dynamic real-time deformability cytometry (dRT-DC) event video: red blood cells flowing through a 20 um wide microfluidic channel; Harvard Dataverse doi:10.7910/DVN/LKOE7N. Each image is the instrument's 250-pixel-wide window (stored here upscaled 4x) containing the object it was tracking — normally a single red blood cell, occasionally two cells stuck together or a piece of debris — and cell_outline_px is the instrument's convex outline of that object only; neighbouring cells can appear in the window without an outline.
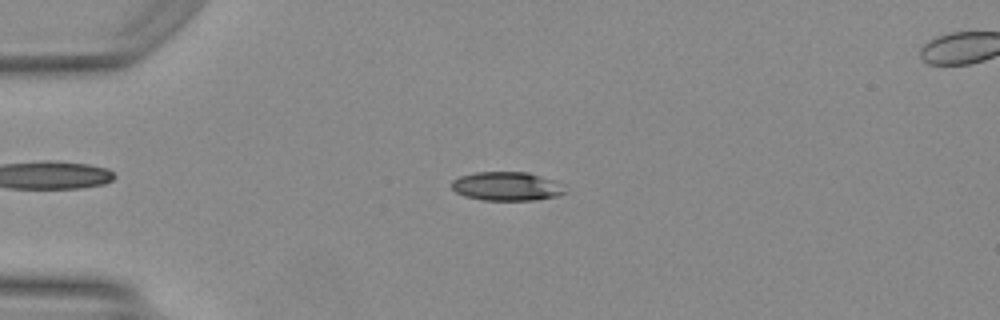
{"species": "Egyptian fruit bat (a non-hibernating species)", "species_latin": "Rousettus aegyptiacus", "temperature_condition": "warm", "stored_images_in_passage": 49, "camera_frame_rate_fps": 3000, "um_per_image_px": 0.085, "animal": {"sex": "female"}, "frame": {"image": 1, "passage_image": 12, "time_ms": 3.667, "image_size_px": [1000, 320], "cell_outline_px": [[568, 192], [556, 196], [536, 200], [484, 200], [464, 196], [456, 192], [452, 188], [452, 180], [460, 176], [476, 172], [528, 172], [556, 180], [564, 184]], "centroid_in_image_um": [43.13, 15.83], "position_along_channel_um": 41.9, "area_um2": 19.31}}
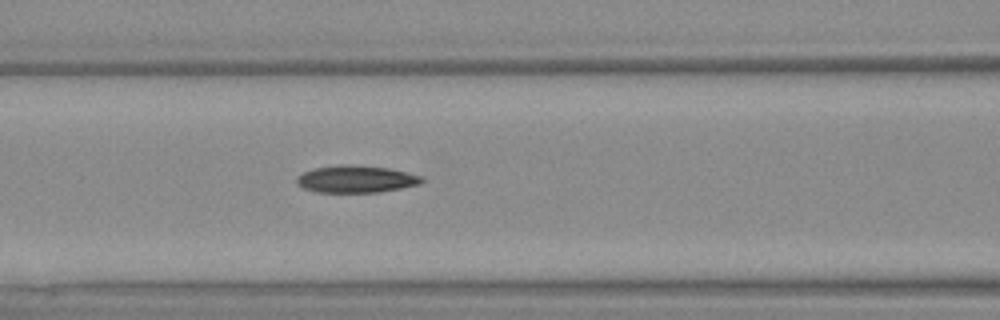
{"frame": {"image": 2, "passage_image": 21, "time_ms": 6.667, "image_size_px": [1000, 320], "cell_outline_px": [[424, 180], [420, 184], [400, 188], [376, 192], [316, 192], [304, 188], [296, 184], [296, 176], [300, 172], [312, 168], [340, 164], [348, 164], [388, 168], [424, 176]], "centroid_in_image_um": [30.21, 15.21], "position_along_channel_um": 136.4, "area_um2": 20.0}}
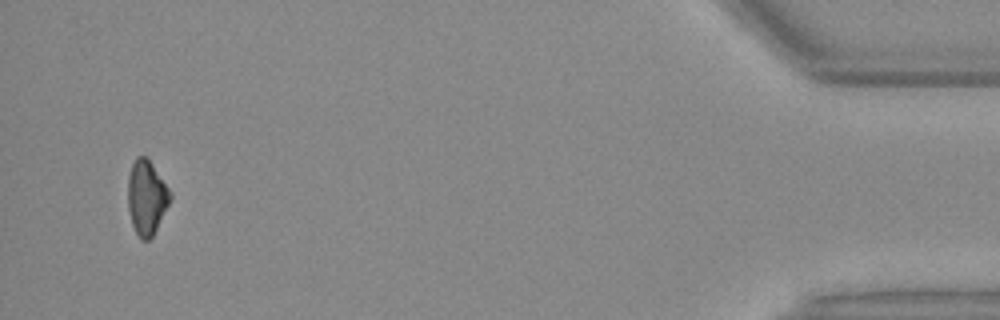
{"frame": {"image": 3, "passage_image": 47, "time_ms": 15.333, "image_size_px": [1000, 320], "cell_outline_px": [[172, 196], [152, 236], [148, 240], [144, 240], [136, 232], [132, 224], [128, 208], [128, 176], [132, 164], [136, 156], [144, 156], [152, 164], [172, 192]], "centroid_in_image_um": [12.45, 16.75], "position_along_channel_um": 422.8, "area_um2": 17.98}, "authors_computed_cell_mechanics": {"area_um2": 19.363, "velocity_mm_per_s": 4.1982, "shape_relaxation_time_tau1_ms": null, "shape_relaxation_time_tau2_ms": 7.5604, "deformation_change_tau1": null, "deformation_change_tau2": 0.1665}}